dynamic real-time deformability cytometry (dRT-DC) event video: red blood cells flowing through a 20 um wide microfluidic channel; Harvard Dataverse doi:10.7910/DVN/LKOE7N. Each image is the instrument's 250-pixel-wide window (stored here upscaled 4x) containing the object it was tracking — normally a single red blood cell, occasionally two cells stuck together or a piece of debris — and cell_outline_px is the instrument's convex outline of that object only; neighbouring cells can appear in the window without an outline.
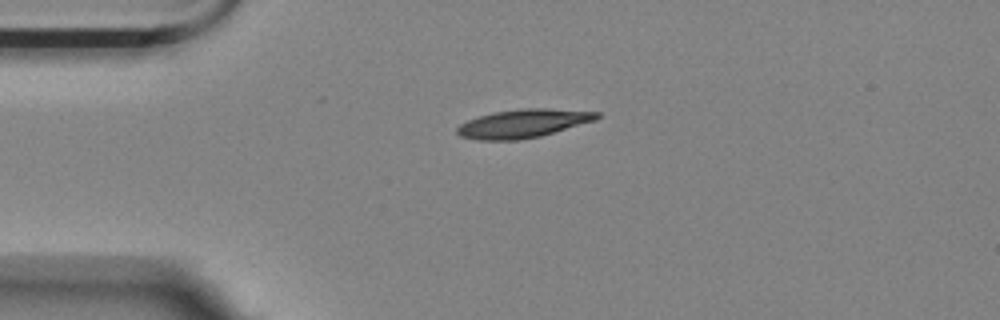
{"species": "Egyptian fruit bat (a non-hibernating species)", "species_latin": "Rousettus aegyptiacus", "temperature_condition": "room temperature", "stored_images_in_passage": 2, "camera_frame_rate_fps": 3000, "um_per_image_px": 0.085, "animal": {"sex": "female"}, "frame": {"image": 1, "passage_image": 2, "time_ms": 1.333, "image_size_px": [1000, 320], "cell_outline_px": [[600, 116], [596, 120], [540, 136], [516, 140], [476, 140], [460, 136], [456, 132], [456, 128], [460, 124], [468, 120], [480, 116], [496, 112], [524, 108], [544, 108], [600, 112]], "centroid_in_image_um": [44.46, 10.5], "position_along_channel_um": 40.5, "area_um2": 22.95}}